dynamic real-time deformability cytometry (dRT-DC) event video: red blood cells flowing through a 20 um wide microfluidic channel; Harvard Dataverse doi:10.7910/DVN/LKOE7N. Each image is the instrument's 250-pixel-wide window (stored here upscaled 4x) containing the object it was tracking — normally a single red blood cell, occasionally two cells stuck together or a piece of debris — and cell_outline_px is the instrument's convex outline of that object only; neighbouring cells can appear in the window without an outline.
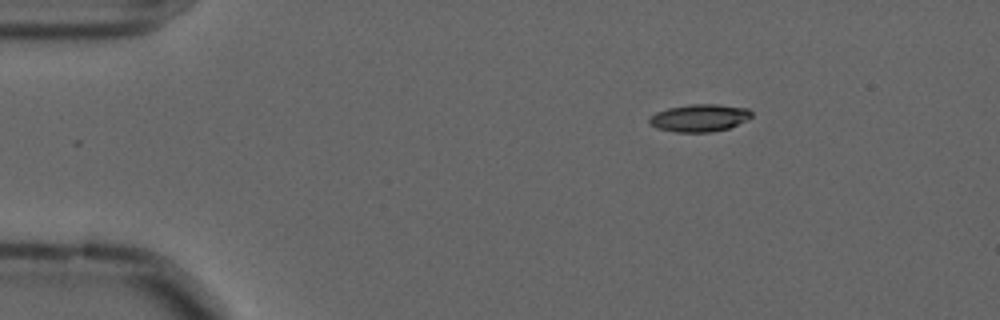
{"species": "common noctule bat (a hibernating species)", "species_latin": "Nyctalus noctula", "temperature_condition": "cold", "stored_images_in_passage": 49, "camera_frame_rate_fps": 3000, "um_per_image_px": 0.085, "animal": {"sex": "male", "forearm_length_mm": 52.5}, "frame": {"image": 1, "passage_image": 1, "time_ms": 0.0, "image_size_px": [1000, 320], "cell_outline_px": [[752, 116], [748, 120], [728, 128], [712, 132], [676, 132], [656, 128], [648, 124], [648, 120], [656, 112], [668, 108], [692, 104], [716, 104], [748, 108], [752, 112]], "centroid_in_image_um": [59.46, 10.02], "position_along_channel_um": 25.5, "area_um2": 16.42}}
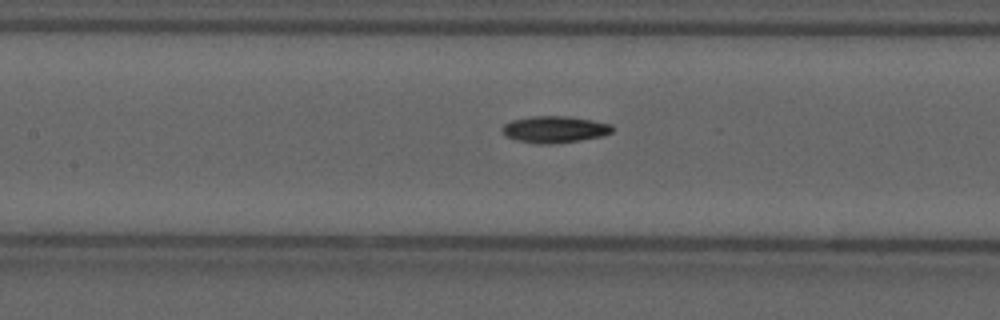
{"frame": {"image": 2, "passage_image": 18, "time_ms": 5.667, "image_size_px": [1000, 320], "cell_outline_px": [[612, 132], [600, 136], [580, 140], [552, 144], [536, 144], [516, 140], [504, 136], [500, 128], [504, 124], [512, 120], [532, 116], [568, 116], [592, 120], [612, 124]], "centroid_in_image_um": [47.09, 11.0], "position_along_channel_um": 160.3, "area_um2": 17.22}}
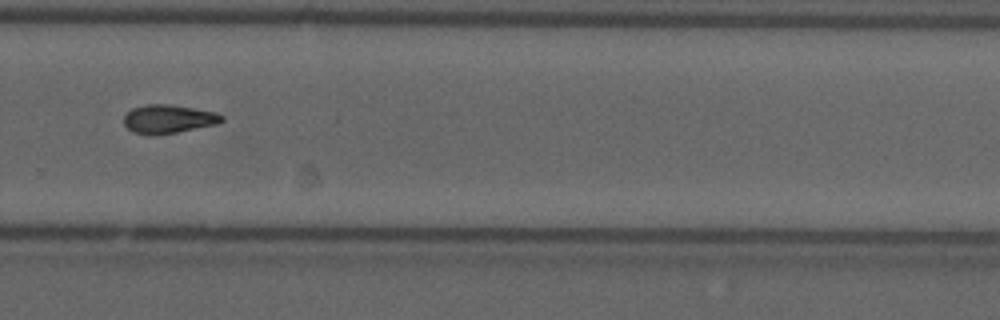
{"frame": {"image": 3, "passage_image": 31, "time_ms": 10.0, "image_size_px": [1000, 320], "cell_outline_px": [[224, 120], [216, 124], [156, 136], [152, 136], [132, 132], [124, 124], [124, 116], [132, 108], [144, 104], [168, 104], [216, 112], [224, 116]], "centroid_in_image_um": [14.28, 10.12], "position_along_channel_um": 315.5, "area_um2": 16.36}, "authors_computed_cell_mechanics": {"area_um2": 16.0106, "velocity_mm_per_s": 3.5979, "shape_relaxation_time_tau1_ms": 5.8423, "shape_relaxation_time_tau2_ms": null, "deformation_change_tau1": 0.1498, "deformation_change_tau2": null}}